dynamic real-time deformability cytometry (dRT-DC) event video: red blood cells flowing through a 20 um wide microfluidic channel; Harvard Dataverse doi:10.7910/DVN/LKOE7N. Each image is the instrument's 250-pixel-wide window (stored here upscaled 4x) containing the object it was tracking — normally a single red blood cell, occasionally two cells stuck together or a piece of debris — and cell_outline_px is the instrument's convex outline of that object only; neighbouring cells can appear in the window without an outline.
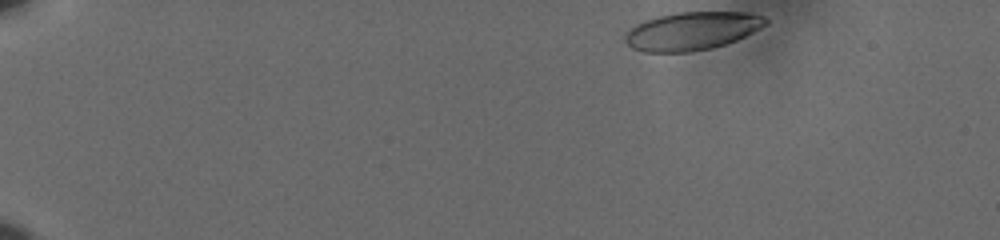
{"species": "human", "species_latin": "Homo sapiens", "temperature_condition": "cold", "stored_images_in_passage": 47, "camera_frame_rate_fps": 3000, "um_per_image_px": 0.085, "donor": {"sex": "male"}, "frame": {"image": 1, "passage_image": 1, "time_ms": 0.0, "image_size_px": [1000, 240], "cell_outline_px": [[768, 24], [736, 40], [712, 48], [692, 52], [644, 52], [632, 48], [624, 40], [624, 36], [636, 24], [644, 20], [676, 12], [748, 12], [764, 16], [768, 20]], "centroid_in_image_um": [58.83, 2.63], "position_along_channel_um": 26.2, "area_um2": 31.21}}
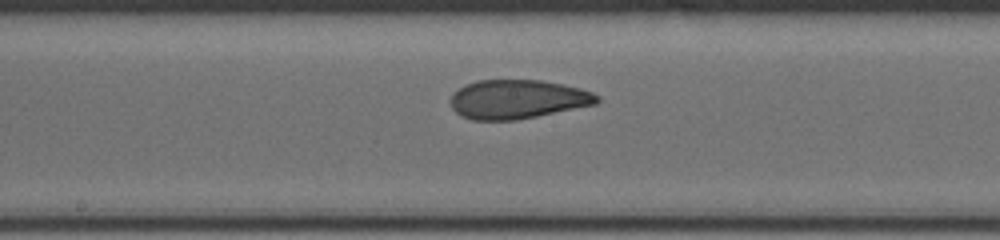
{"frame": {"image": 2, "passage_image": 26, "time_ms": 8.333, "image_size_px": [1000, 240], "cell_outline_px": [[600, 100], [596, 104], [516, 120], [472, 120], [460, 116], [452, 108], [452, 92], [464, 84], [476, 80], [540, 80], [580, 88], [592, 92], [600, 96]], "centroid_in_image_um": [43.96, 8.43], "position_along_channel_um": 204.2, "area_um2": 33.29}}
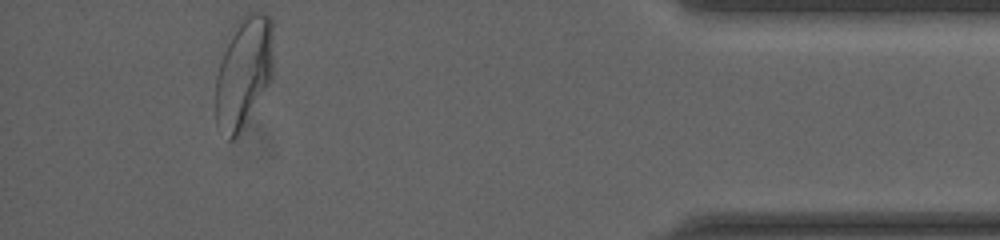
{"frame": {"image": 3, "passage_image": 47, "time_ms": 15.333, "image_size_px": [1000, 240], "cell_outline_px": [[272, 76], [244, 128], [232, 140], [228, 140], [216, 124], [216, 76], [232, 24], [240, 16], [248, 12], [264, 12], [272, 20]], "centroid_in_image_um": [20.7, 6.1], "position_along_channel_um": 414.5, "area_um2": 37.69}, "authors_computed_cell_mechanics": {"area_um2": 33.524, "velocity_mm_per_s": 3.6211, "shape_relaxation_time_tau1_ms": 4.0138, "shape_relaxation_time_tau2_ms": 1.1564, "deformation_change_tau1": 0.1661, "deformation_change_tau2": 0.0732}}